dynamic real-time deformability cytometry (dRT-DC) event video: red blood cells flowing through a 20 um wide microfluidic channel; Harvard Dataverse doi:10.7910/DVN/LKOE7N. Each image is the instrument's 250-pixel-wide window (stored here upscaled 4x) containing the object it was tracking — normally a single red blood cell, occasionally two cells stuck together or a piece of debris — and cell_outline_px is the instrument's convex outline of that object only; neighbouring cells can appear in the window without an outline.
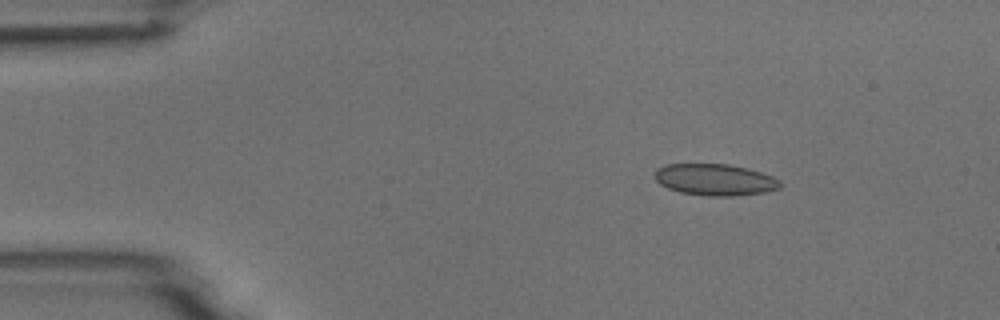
{"species": "common noctule bat (a hibernating species)", "species_latin": "Nyctalus noctula", "temperature_condition": "room temperature", "stored_images_in_passage": 5, "camera_frame_rate_fps": 3000, "um_per_image_px": 0.085, "animal": {"sex": "male", "body_mass_g": 18.8}, "frame": {"image": 1, "passage_image": 2, "time_ms": 0.333, "image_size_px": [1000, 320], "cell_outline_px": [[780, 188], [764, 192], [732, 196], [708, 196], [680, 192], [668, 188], [660, 184], [656, 180], [656, 168], [668, 164], [728, 164], [748, 168], [772, 176], [780, 180]], "centroid_in_image_um": [60.78, 15.27], "position_along_channel_um": 24.2, "area_um2": 22.95}}
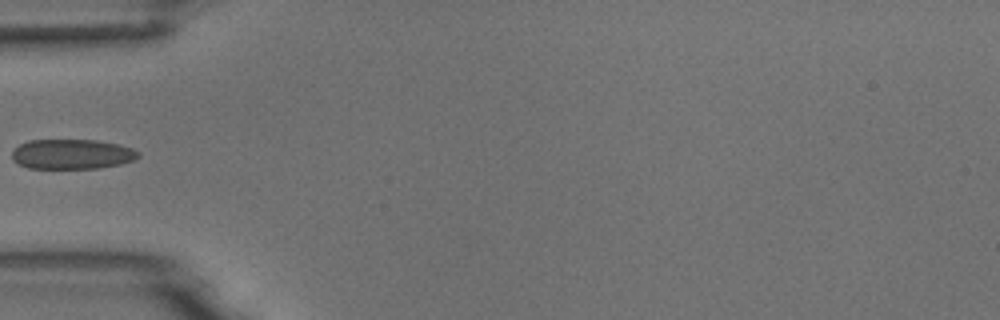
{"frame": {"image": 2, "passage_image": 5, "time_ms": 1.333, "image_size_px": [1000, 320], "cell_outline_px": [[140, 156], [132, 160], [120, 164], [100, 168], [28, 168], [12, 160], [12, 152], [20, 144], [28, 140], [96, 140], [120, 144], [132, 148], [140, 152]], "centroid_in_image_um": [6.13, 13.1], "position_along_channel_um": 78.9, "area_um2": 22.02}}